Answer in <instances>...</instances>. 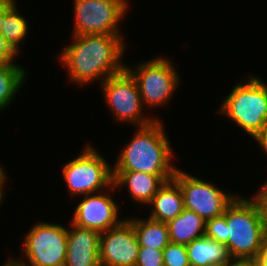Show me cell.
<instances>
[{"instance_id":"5","label":"cell","mask_w":267,"mask_h":266,"mask_svg":"<svg viewBox=\"0 0 267 266\" xmlns=\"http://www.w3.org/2000/svg\"><path fill=\"white\" fill-rule=\"evenodd\" d=\"M88 145V146H87ZM73 160L65 163L62 169L63 178L71 197L85 196L101 190H114L113 167L103 155L87 144Z\"/></svg>"},{"instance_id":"15","label":"cell","mask_w":267,"mask_h":266,"mask_svg":"<svg viewBox=\"0 0 267 266\" xmlns=\"http://www.w3.org/2000/svg\"><path fill=\"white\" fill-rule=\"evenodd\" d=\"M148 205L152 206L149 218L163 223L173 220L184 210L180 185L174 179L165 182Z\"/></svg>"},{"instance_id":"4","label":"cell","mask_w":267,"mask_h":266,"mask_svg":"<svg viewBox=\"0 0 267 266\" xmlns=\"http://www.w3.org/2000/svg\"><path fill=\"white\" fill-rule=\"evenodd\" d=\"M230 92L218 112L254 138L267 125V84L251 75L245 82L235 84Z\"/></svg>"},{"instance_id":"29","label":"cell","mask_w":267,"mask_h":266,"mask_svg":"<svg viewBox=\"0 0 267 266\" xmlns=\"http://www.w3.org/2000/svg\"><path fill=\"white\" fill-rule=\"evenodd\" d=\"M6 174H5V172H4V169H3V167H2V165L0 164V194H4L5 192H4V186H6Z\"/></svg>"},{"instance_id":"31","label":"cell","mask_w":267,"mask_h":266,"mask_svg":"<svg viewBox=\"0 0 267 266\" xmlns=\"http://www.w3.org/2000/svg\"><path fill=\"white\" fill-rule=\"evenodd\" d=\"M2 266H24L22 263H19L14 257L6 260Z\"/></svg>"},{"instance_id":"28","label":"cell","mask_w":267,"mask_h":266,"mask_svg":"<svg viewBox=\"0 0 267 266\" xmlns=\"http://www.w3.org/2000/svg\"><path fill=\"white\" fill-rule=\"evenodd\" d=\"M225 266H257L255 260L232 259Z\"/></svg>"},{"instance_id":"19","label":"cell","mask_w":267,"mask_h":266,"mask_svg":"<svg viewBox=\"0 0 267 266\" xmlns=\"http://www.w3.org/2000/svg\"><path fill=\"white\" fill-rule=\"evenodd\" d=\"M25 69L14 62L0 63V111L10 106L26 80Z\"/></svg>"},{"instance_id":"20","label":"cell","mask_w":267,"mask_h":266,"mask_svg":"<svg viewBox=\"0 0 267 266\" xmlns=\"http://www.w3.org/2000/svg\"><path fill=\"white\" fill-rule=\"evenodd\" d=\"M15 0L5 9L1 15V35L19 53L20 44L28 34V23L25 17L18 11Z\"/></svg>"},{"instance_id":"27","label":"cell","mask_w":267,"mask_h":266,"mask_svg":"<svg viewBox=\"0 0 267 266\" xmlns=\"http://www.w3.org/2000/svg\"><path fill=\"white\" fill-rule=\"evenodd\" d=\"M253 139L256 140L255 142H258L259 146L262 147L261 149L267 154V125Z\"/></svg>"},{"instance_id":"22","label":"cell","mask_w":267,"mask_h":266,"mask_svg":"<svg viewBox=\"0 0 267 266\" xmlns=\"http://www.w3.org/2000/svg\"><path fill=\"white\" fill-rule=\"evenodd\" d=\"M205 236L220 243L226 244L228 242L226 209L224 214L206 221Z\"/></svg>"},{"instance_id":"30","label":"cell","mask_w":267,"mask_h":266,"mask_svg":"<svg viewBox=\"0 0 267 266\" xmlns=\"http://www.w3.org/2000/svg\"><path fill=\"white\" fill-rule=\"evenodd\" d=\"M14 0H0V32H1V15L4 13L5 9L13 2Z\"/></svg>"},{"instance_id":"18","label":"cell","mask_w":267,"mask_h":266,"mask_svg":"<svg viewBox=\"0 0 267 266\" xmlns=\"http://www.w3.org/2000/svg\"><path fill=\"white\" fill-rule=\"evenodd\" d=\"M133 224L140 247L163 250L170 242L167 223L151 218H128Z\"/></svg>"},{"instance_id":"6","label":"cell","mask_w":267,"mask_h":266,"mask_svg":"<svg viewBox=\"0 0 267 266\" xmlns=\"http://www.w3.org/2000/svg\"><path fill=\"white\" fill-rule=\"evenodd\" d=\"M126 69L136 80L143 107L146 109L166 105L180 84L174 63L165 57L142 61L134 67L126 65Z\"/></svg>"},{"instance_id":"3","label":"cell","mask_w":267,"mask_h":266,"mask_svg":"<svg viewBox=\"0 0 267 266\" xmlns=\"http://www.w3.org/2000/svg\"><path fill=\"white\" fill-rule=\"evenodd\" d=\"M228 242L232 259L255 260L265 241L260 213L254 200L237 195L226 207Z\"/></svg>"},{"instance_id":"9","label":"cell","mask_w":267,"mask_h":266,"mask_svg":"<svg viewBox=\"0 0 267 266\" xmlns=\"http://www.w3.org/2000/svg\"><path fill=\"white\" fill-rule=\"evenodd\" d=\"M127 0H74L73 35H121L119 21L126 16Z\"/></svg>"},{"instance_id":"16","label":"cell","mask_w":267,"mask_h":266,"mask_svg":"<svg viewBox=\"0 0 267 266\" xmlns=\"http://www.w3.org/2000/svg\"><path fill=\"white\" fill-rule=\"evenodd\" d=\"M190 266H225L232 260L224 243L203 236L186 245Z\"/></svg>"},{"instance_id":"17","label":"cell","mask_w":267,"mask_h":266,"mask_svg":"<svg viewBox=\"0 0 267 266\" xmlns=\"http://www.w3.org/2000/svg\"><path fill=\"white\" fill-rule=\"evenodd\" d=\"M170 242L187 245L205 236L206 221L195 212L184 209L181 214L167 223Z\"/></svg>"},{"instance_id":"7","label":"cell","mask_w":267,"mask_h":266,"mask_svg":"<svg viewBox=\"0 0 267 266\" xmlns=\"http://www.w3.org/2000/svg\"><path fill=\"white\" fill-rule=\"evenodd\" d=\"M105 102L111 108L115 121L132 123L135 127L151 124L157 117H145L136 80L125 68L99 84Z\"/></svg>"},{"instance_id":"12","label":"cell","mask_w":267,"mask_h":266,"mask_svg":"<svg viewBox=\"0 0 267 266\" xmlns=\"http://www.w3.org/2000/svg\"><path fill=\"white\" fill-rule=\"evenodd\" d=\"M107 191L105 189L101 193L85 195L75 207L71 223L99 233L120 224L124 219L120 220L118 217L119 205L111 198L110 191Z\"/></svg>"},{"instance_id":"8","label":"cell","mask_w":267,"mask_h":266,"mask_svg":"<svg viewBox=\"0 0 267 266\" xmlns=\"http://www.w3.org/2000/svg\"><path fill=\"white\" fill-rule=\"evenodd\" d=\"M68 228L56 223L35 224L23 242L28 262L15 258L24 266H64L67 253Z\"/></svg>"},{"instance_id":"14","label":"cell","mask_w":267,"mask_h":266,"mask_svg":"<svg viewBox=\"0 0 267 266\" xmlns=\"http://www.w3.org/2000/svg\"><path fill=\"white\" fill-rule=\"evenodd\" d=\"M174 176L151 175L140 171H113L115 187L127 186L129 195L136 202L147 205L165 182Z\"/></svg>"},{"instance_id":"2","label":"cell","mask_w":267,"mask_h":266,"mask_svg":"<svg viewBox=\"0 0 267 266\" xmlns=\"http://www.w3.org/2000/svg\"><path fill=\"white\" fill-rule=\"evenodd\" d=\"M138 127L132 140L119 153L113 171H140L151 175L174 176L176 165L171 164L174 152L165 133L163 122Z\"/></svg>"},{"instance_id":"26","label":"cell","mask_w":267,"mask_h":266,"mask_svg":"<svg viewBox=\"0 0 267 266\" xmlns=\"http://www.w3.org/2000/svg\"><path fill=\"white\" fill-rule=\"evenodd\" d=\"M255 262L257 266H267V240L264 241Z\"/></svg>"},{"instance_id":"11","label":"cell","mask_w":267,"mask_h":266,"mask_svg":"<svg viewBox=\"0 0 267 266\" xmlns=\"http://www.w3.org/2000/svg\"><path fill=\"white\" fill-rule=\"evenodd\" d=\"M124 219L117 226L100 233V266H135L140 245L133 224Z\"/></svg>"},{"instance_id":"1","label":"cell","mask_w":267,"mask_h":266,"mask_svg":"<svg viewBox=\"0 0 267 266\" xmlns=\"http://www.w3.org/2000/svg\"><path fill=\"white\" fill-rule=\"evenodd\" d=\"M73 42L58 54L59 62L68 70L70 82L92 84L126 68L122 62L126 48L122 35H73ZM122 59V60H121Z\"/></svg>"},{"instance_id":"10","label":"cell","mask_w":267,"mask_h":266,"mask_svg":"<svg viewBox=\"0 0 267 266\" xmlns=\"http://www.w3.org/2000/svg\"><path fill=\"white\" fill-rule=\"evenodd\" d=\"M173 179L180 185L184 209L195 212L205 221L224 214L237 196L178 168Z\"/></svg>"},{"instance_id":"25","label":"cell","mask_w":267,"mask_h":266,"mask_svg":"<svg viewBox=\"0 0 267 266\" xmlns=\"http://www.w3.org/2000/svg\"><path fill=\"white\" fill-rule=\"evenodd\" d=\"M17 55L19 56L18 52L0 33V63L14 62Z\"/></svg>"},{"instance_id":"13","label":"cell","mask_w":267,"mask_h":266,"mask_svg":"<svg viewBox=\"0 0 267 266\" xmlns=\"http://www.w3.org/2000/svg\"><path fill=\"white\" fill-rule=\"evenodd\" d=\"M64 266H100V233L70 222Z\"/></svg>"},{"instance_id":"21","label":"cell","mask_w":267,"mask_h":266,"mask_svg":"<svg viewBox=\"0 0 267 266\" xmlns=\"http://www.w3.org/2000/svg\"><path fill=\"white\" fill-rule=\"evenodd\" d=\"M162 253L164 266H190L185 245L169 242Z\"/></svg>"},{"instance_id":"23","label":"cell","mask_w":267,"mask_h":266,"mask_svg":"<svg viewBox=\"0 0 267 266\" xmlns=\"http://www.w3.org/2000/svg\"><path fill=\"white\" fill-rule=\"evenodd\" d=\"M135 266H164L162 250L140 247Z\"/></svg>"},{"instance_id":"24","label":"cell","mask_w":267,"mask_h":266,"mask_svg":"<svg viewBox=\"0 0 267 266\" xmlns=\"http://www.w3.org/2000/svg\"><path fill=\"white\" fill-rule=\"evenodd\" d=\"M252 199L258 207L264 237L265 240H267V185L265 183L258 189V192L255 193V196H253Z\"/></svg>"},{"instance_id":"32","label":"cell","mask_w":267,"mask_h":266,"mask_svg":"<svg viewBox=\"0 0 267 266\" xmlns=\"http://www.w3.org/2000/svg\"><path fill=\"white\" fill-rule=\"evenodd\" d=\"M4 194H0V205L3 203Z\"/></svg>"}]
</instances>
